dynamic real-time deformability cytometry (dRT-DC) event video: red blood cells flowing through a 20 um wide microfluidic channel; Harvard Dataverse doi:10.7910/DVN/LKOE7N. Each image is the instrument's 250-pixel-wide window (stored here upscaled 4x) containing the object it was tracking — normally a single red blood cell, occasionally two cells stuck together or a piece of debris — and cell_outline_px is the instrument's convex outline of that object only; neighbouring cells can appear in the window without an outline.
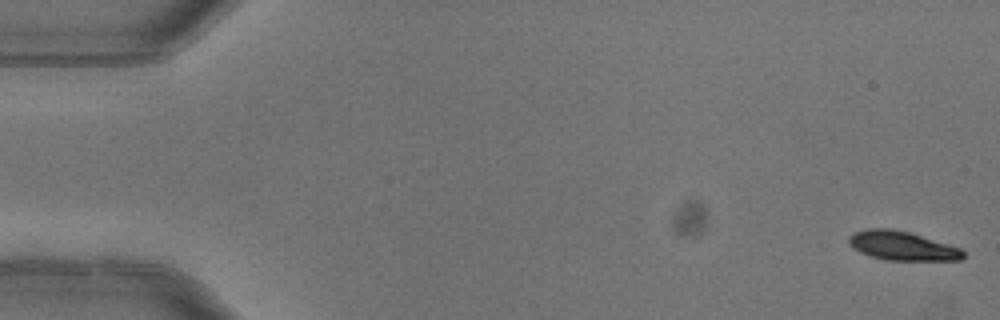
{"species": "common noctule bat (a hibernating species)", "species_latin": "Nyctalus noctula", "temperature_condition": "warm", "stored_images_in_passage": 4, "camera_frame_rate_fps": 3000, "um_per_image_px": 0.085, "animal": {"sex": "female"}, "frame": {"image": 1, "passage_image": 1, "time_ms": 0.0, "image_size_px": [1000, 320], "cell_outline_px": [[964, 256], [960, 260], [888, 260], [872, 256], [860, 252], [852, 248], [848, 244], [848, 236], [852, 232], [868, 228], [892, 228], [908, 232], [960, 248], [964, 252]], "centroid_in_image_um": [76.61, 20.88], "position_along_channel_um": 8.4, "area_um2": 19.25}}
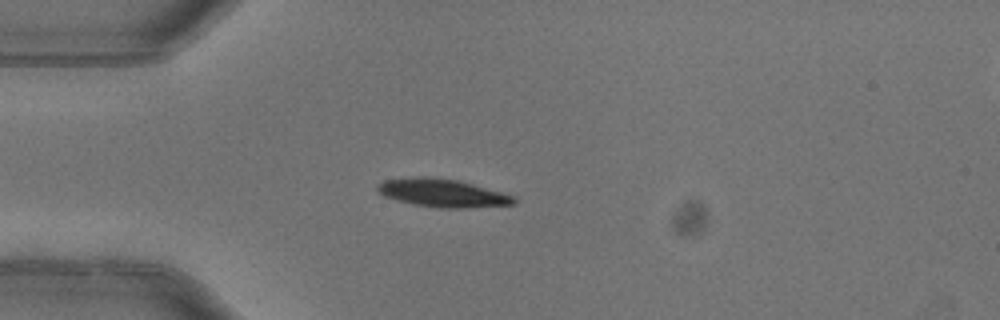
{"frame": {"image": 2, "passage_image": 4, "time_ms": 1.0, "image_size_px": [1000, 320], "cell_outline_px": [[516, 204], [468, 208], [436, 208], [412, 204], [396, 200], [384, 196], [376, 192], [376, 184], [384, 180], [416, 176], [424, 176], [456, 180], [504, 192], [516, 196]], "centroid_in_image_um": [37.6, 16.41], "position_along_channel_um": 47.4, "area_um2": 22.66}}